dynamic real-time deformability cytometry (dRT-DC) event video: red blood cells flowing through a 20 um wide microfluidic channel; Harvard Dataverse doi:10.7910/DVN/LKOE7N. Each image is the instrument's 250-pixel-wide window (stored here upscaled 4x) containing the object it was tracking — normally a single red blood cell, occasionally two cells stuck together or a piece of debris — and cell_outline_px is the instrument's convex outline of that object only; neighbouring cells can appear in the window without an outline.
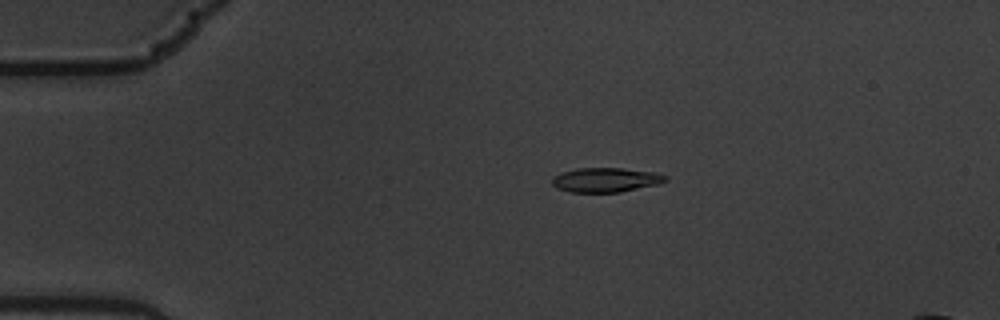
{"species": "common noctule bat (a hibernating species)", "species_latin": "Nyctalus noctula", "temperature_condition": "warm", "stored_images_in_passage": 5, "camera_frame_rate_fps": 3000, "um_per_image_px": 0.085, "animal": {"sex": "male", "body_mass_g": 19.5, "forearm_length_mm": 54.6}, "frame": {"image": 1, "passage_image": 4, "time_ms": 1.0, "image_size_px": [1000, 320], "cell_outline_px": [[668, 180], [656, 184], [620, 192], [568, 192], [556, 188], [552, 184], [552, 176], [560, 172], [576, 168], [620, 168], [656, 172], [668, 176]], "centroid_in_image_um": [51.44, 15.28], "position_along_channel_um": 33.6, "area_um2": 16.24}}